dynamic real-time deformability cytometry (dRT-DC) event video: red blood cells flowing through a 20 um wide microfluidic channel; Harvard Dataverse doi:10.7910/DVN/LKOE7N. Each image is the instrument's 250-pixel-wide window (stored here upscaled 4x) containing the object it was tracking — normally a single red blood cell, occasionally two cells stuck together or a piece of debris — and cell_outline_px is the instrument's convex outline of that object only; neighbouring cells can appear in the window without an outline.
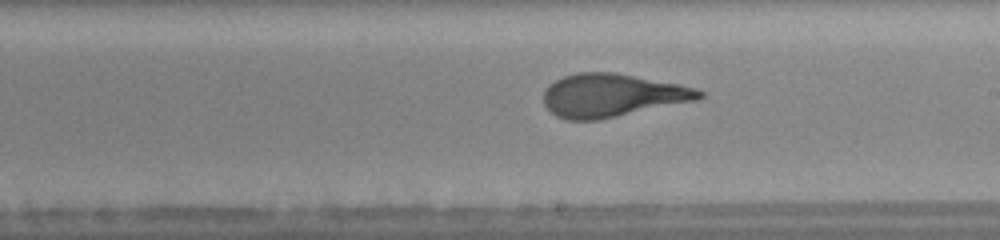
{"species": "human", "species_latin": "Homo sapiens", "temperature_condition": "warm", "stored_images_in_passage": 30, "camera_frame_rate_fps": 3000, "um_per_image_px": 0.085, "donor": {"sex": "female"}, "frame": {"image": 1, "passage_image": 22, "time_ms": 7.0, "image_size_px": [1000, 240], "cell_outline_px": [[704, 96], [696, 100], [600, 120], [568, 120], [556, 116], [544, 104], [544, 88], [548, 84], [564, 76], [576, 72], [616, 72], [696, 88], [704, 92]], "centroid_in_image_um": [51.99, 8.1], "position_along_channel_um": 237.0, "area_um2": 39.07}}